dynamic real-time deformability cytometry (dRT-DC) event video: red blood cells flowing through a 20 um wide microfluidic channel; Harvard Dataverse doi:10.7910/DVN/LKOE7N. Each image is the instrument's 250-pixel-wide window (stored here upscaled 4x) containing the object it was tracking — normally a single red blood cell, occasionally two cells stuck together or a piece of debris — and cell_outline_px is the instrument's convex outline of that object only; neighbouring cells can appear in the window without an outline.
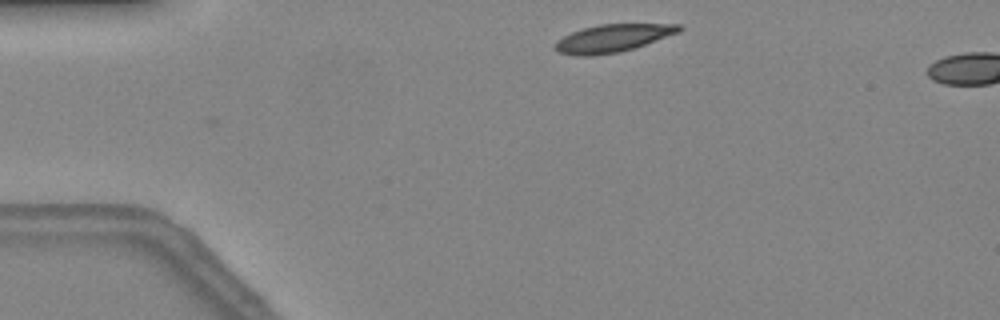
{"species": "common noctule bat (a hibernating species)", "species_latin": "Nyctalus noctula", "temperature_condition": "warm", "stored_images_in_passage": 3, "camera_frame_rate_fps": 3000, "um_per_image_px": 0.085, "animal": {"sex": "female", "body_mass_g": 24.6, "forearm_length_mm": 56.2}, "frame": {"image": 1, "passage_image": 3, "time_ms": 0.667, "image_size_px": [1000, 320], "cell_outline_px": [[684, 28], [680, 32], [620, 52], [592, 56], [580, 56], [560, 52], [556, 48], [556, 40], [572, 32], [584, 28], [600, 24], [680, 24]], "centroid_in_image_um": [52.11, 3.24], "position_along_channel_um": 32.9, "area_um2": 19.71}}